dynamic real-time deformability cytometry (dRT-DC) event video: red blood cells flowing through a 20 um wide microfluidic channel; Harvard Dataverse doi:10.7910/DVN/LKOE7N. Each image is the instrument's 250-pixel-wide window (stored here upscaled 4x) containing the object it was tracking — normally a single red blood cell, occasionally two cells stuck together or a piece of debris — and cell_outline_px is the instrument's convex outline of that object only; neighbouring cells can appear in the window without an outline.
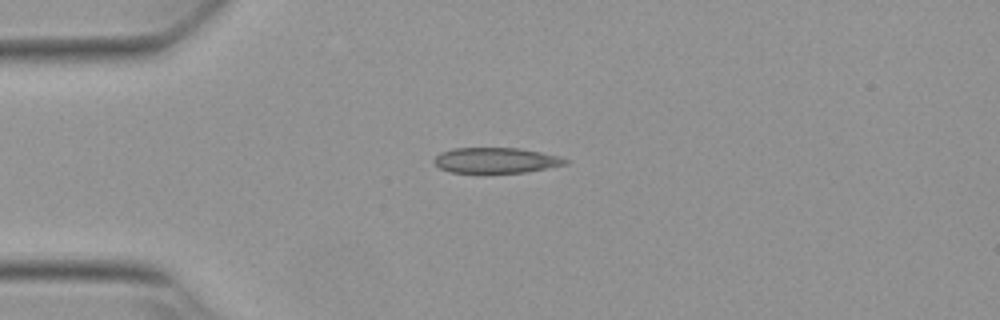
{"species": "Egyptian fruit bat (a non-hibernating species)", "species_latin": "Rousettus aegyptiacus", "temperature_condition": "warm", "stored_images_in_passage": 44, "camera_frame_rate_fps": 3000, "um_per_image_px": 0.085, "animal": {"sex": "female"}, "frame": {"image": 1, "passage_image": 12, "time_ms": 3.667, "image_size_px": [1000, 320], "cell_outline_px": [[568, 164], [528, 172], [452, 172], [440, 168], [432, 160], [440, 152], [452, 148], [520, 148], [540, 152], [556, 156], [568, 160]], "centroid_in_image_um": [42.14, 13.62], "position_along_channel_um": 42.9, "area_um2": 19.31}}
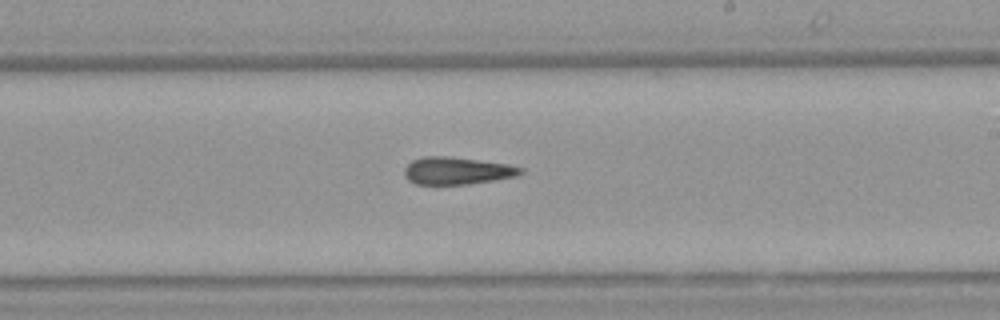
{"frame": {"image": 2, "passage_image": 30, "time_ms": 9.667, "image_size_px": [1000, 320], "cell_outline_px": [[524, 172], [516, 176], [468, 184], [416, 184], [408, 180], [404, 176], [404, 168], [412, 160], [424, 156], [452, 156], [508, 164], [524, 168]], "centroid_in_image_um": [38.83, 14.5], "position_along_channel_um": 250.2, "area_um2": 18.61}}
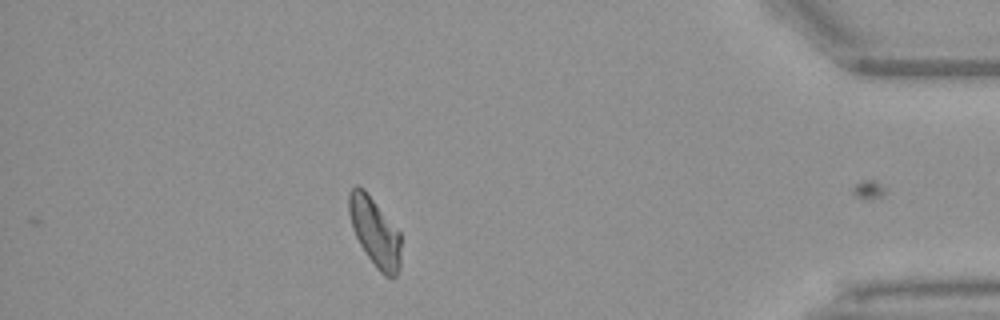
{"frame": {"image": 3, "passage_image": 44, "time_ms": 14.333, "image_size_px": [1000, 320], "cell_outline_px": [[400, 268], [396, 276], [392, 280], [384, 276], [376, 268], [360, 244], [352, 228], [348, 212], [348, 192], [356, 184], [364, 188], [400, 232]], "centroid_in_image_um": [31.86, 19.72], "position_along_channel_um": 403.3, "area_um2": 21.04}, "authors_computed_cell_mechanics": {"area_um2": 19.363, "velocity_mm_per_s": 3.8386, "shape_relaxation_time_tau1_ms": null, "shape_relaxation_time_tau2_ms": 2.9862, "deformation_change_tau1": null, "deformation_change_tau2": 0.1039}}